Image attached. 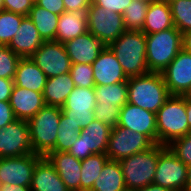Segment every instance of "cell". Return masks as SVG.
Listing matches in <instances>:
<instances>
[{
    "label": "cell",
    "mask_w": 191,
    "mask_h": 191,
    "mask_svg": "<svg viewBox=\"0 0 191 191\" xmlns=\"http://www.w3.org/2000/svg\"><path fill=\"white\" fill-rule=\"evenodd\" d=\"M122 107H116L114 105H102V103H96L93 109L94 118L114 128L119 120L120 109Z\"/></svg>",
    "instance_id": "cell-37"
},
{
    "label": "cell",
    "mask_w": 191,
    "mask_h": 191,
    "mask_svg": "<svg viewBox=\"0 0 191 191\" xmlns=\"http://www.w3.org/2000/svg\"><path fill=\"white\" fill-rule=\"evenodd\" d=\"M28 17L33 21L44 41H55L59 15L51 13L34 3Z\"/></svg>",
    "instance_id": "cell-28"
},
{
    "label": "cell",
    "mask_w": 191,
    "mask_h": 191,
    "mask_svg": "<svg viewBox=\"0 0 191 191\" xmlns=\"http://www.w3.org/2000/svg\"><path fill=\"white\" fill-rule=\"evenodd\" d=\"M174 26L181 32L191 30V0L169 2Z\"/></svg>",
    "instance_id": "cell-34"
},
{
    "label": "cell",
    "mask_w": 191,
    "mask_h": 191,
    "mask_svg": "<svg viewBox=\"0 0 191 191\" xmlns=\"http://www.w3.org/2000/svg\"><path fill=\"white\" fill-rule=\"evenodd\" d=\"M128 103L157 113L170 96L162 73L149 72L127 80Z\"/></svg>",
    "instance_id": "cell-2"
},
{
    "label": "cell",
    "mask_w": 191,
    "mask_h": 191,
    "mask_svg": "<svg viewBox=\"0 0 191 191\" xmlns=\"http://www.w3.org/2000/svg\"><path fill=\"white\" fill-rule=\"evenodd\" d=\"M3 3H4V0H0V11L3 10Z\"/></svg>",
    "instance_id": "cell-50"
},
{
    "label": "cell",
    "mask_w": 191,
    "mask_h": 191,
    "mask_svg": "<svg viewBox=\"0 0 191 191\" xmlns=\"http://www.w3.org/2000/svg\"><path fill=\"white\" fill-rule=\"evenodd\" d=\"M132 191H172V190L155 185V184H149L143 188H138Z\"/></svg>",
    "instance_id": "cell-47"
},
{
    "label": "cell",
    "mask_w": 191,
    "mask_h": 191,
    "mask_svg": "<svg viewBox=\"0 0 191 191\" xmlns=\"http://www.w3.org/2000/svg\"><path fill=\"white\" fill-rule=\"evenodd\" d=\"M159 156V144L120 160L127 191L153 184Z\"/></svg>",
    "instance_id": "cell-6"
},
{
    "label": "cell",
    "mask_w": 191,
    "mask_h": 191,
    "mask_svg": "<svg viewBox=\"0 0 191 191\" xmlns=\"http://www.w3.org/2000/svg\"><path fill=\"white\" fill-rule=\"evenodd\" d=\"M35 3L56 15H61L65 12L63 0H37Z\"/></svg>",
    "instance_id": "cell-42"
},
{
    "label": "cell",
    "mask_w": 191,
    "mask_h": 191,
    "mask_svg": "<svg viewBox=\"0 0 191 191\" xmlns=\"http://www.w3.org/2000/svg\"><path fill=\"white\" fill-rule=\"evenodd\" d=\"M118 126L146 135L158 144L156 114L144 108L127 103L120 109Z\"/></svg>",
    "instance_id": "cell-16"
},
{
    "label": "cell",
    "mask_w": 191,
    "mask_h": 191,
    "mask_svg": "<svg viewBox=\"0 0 191 191\" xmlns=\"http://www.w3.org/2000/svg\"><path fill=\"white\" fill-rule=\"evenodd\" d=\"M57 131L55 147L51 151L68 152L72 144L79 137L81 128L68 121V117L61 112L59 128Z\"/></svg>",
    "instance_id": "cell-31"
},
{
    "label": "cell",
    "mask_w": 191,
    "mask_h": 191,
    "mask_svg": "<svg viewBox=\"0 0 191 191\" xmlns=\"http://www.w3.org/2000/svg\"><path fill=\"white\" fill-rule=\"evenodd\" d=\"M88 31L87 14L65 11L58 17L56 42L65 43Z\"/></svg>",
    "instance_id": "cell-25"
},
{
    "label": "cell",
    "mask_w": 191,
    "mask_h": 191,
    "mask_svg": "<svg viewBox=\"0 0 191 191\" xmlns=\"http://www.w3.org/2000/svg\"><path fill=\"white\" fill-rule=\"evenodd\" d=\"M151 0H132L123 13L126 30L141 31Z\"/></svg>",
    "instance_id": "cell-32"
},
{
    "label": "cell",
    "mask_w": 191,
    "mask_h": 191,
    "mask_svg": "<svg viewBox=\"0 0 191 191\" xmlns=\"http://www.w3.org/2000/svg\"><path fill=\"white\" fill-rule=\"evenodd\" d=\"M69 73L76 87H95L93 69L91 64H71V69Z\"/></svg>",
    "instance_id": "cell-36"
},
{
    "label": "cell",
    "mask_w": 191,
    "mask_h": 191,
    "mask_svg": "<svg viewBox=\"0 0 191 191\" xmlns=\"http://www.w3.org/2000/svg\"><path fill=\"white\" fill-rule=\"evenodd\" d=\"M95 86L127 82L129 79L114 53L107 46L91 64Z\"/></svg>",
    "instance_id": "cell-18"
},
{
    "label": "cell",
    "mask_w": 191,
    "mask_h": 191,
    "mask_svg": "<svg viewBox=\"0 0 191 191\" xmlns=\"http://www.w3.org/2000/svg\"><path fill=\"white\" fill-rule=\"evenodd\" d=\"M132 0H92L96 6L123 15L125 9L131 4Z\"/></svg>",
    "instance_id": "cell-40"
},
{
    "label": "cell",
    "mask_w": 191,
    "mask_h": 191,
    "mask_svg": "<svg viewBox=\"0 0 191 191\" xmlns=\"http://www.w3.org/2000/svg\"><path fill=\"white\" fill-rule=\"evenodd\" d=\"M43 42L44 40L41 38L33 21L28 16H25L8 47L20 58H28L41 47Z\"/></svg>",
    "instance_id": "cell-21"
},
{
    "label": "cell",
    "mask_w": 191,
    "mask_h": 191,
    "mask_svg": "<svg viewBox=\"0 0 191 191\" xmlns=\"http://www.w3.org/2000/svg\"><path fill=\"white\" fill-rule=\"evenodd\" d=\"M106 154H94L81 160L80 191H90L108 160Z\"/></svg>",
    "instance_id": "cell-30"
},
{
    "label": "cell",
    "mask_w": 191,
    "mask_h": 191,
    "mask_svg": "<svg viewBox=\"0 0 191 191\" xmlns=\"http://www.w3.org/2000/svg\"><path fill=\"white\" fill-rule=\"evenodd\" d=\"M61 112V107L45 105L27 121L33 153L46 156L55 147Z\"/></svg>",
    "instance_id": "cell-5"
},
{
    "label": "cell",
    "mask_w": 191,
    "mask_h": 191,
    "mask_svg": "<svg viewBox=\"0 0 191 191\" xmlns=\"http://www.w3.org/2000/svg\"><path fill=\"white\" fill-rule=\"evenodd\" d=\"M42 157L31 153L19 157L0 158V184L30 187L34 168Z\"/></svg>",
    "instance_id": "cell-14"
},
{
    "label": "cell",
    "mask_w": 191,
    "mask_h": 191,
    "mask_svg": "<svg viewBox=\"0 0 191 191\" xmlns=\"http://www.w3.org/2000/svg\"><path fill=\"white\" fill-rule=\"evenodd\" d=\"M108 47L128 78L149 73L146 62V36L142 31L126 30Z\"/></svg>",
    "instance_id": "cell-1"
},
{
    "label": "cell",
    "mask_w": 191,
    "mask_h": 191,
    "mask_svg": "<svg viewBox=\"0 0 191 191\" xmlns=\"http://www.w3.org/2000/svg\"><path fill=\"white\" fill-rule=\"evenodd\" d=\"M188 166L168 146L159 144V156L153 184L172 191H186Z\"/></svg>",
    "instance_id": "cell-7"
},
{
    "label": "cell",
    "mask_w": 191,
    "mask_h": 191,
    "mask_svg": "<svg viewBox=\"0 0 191 191\" xmlns=\"http://www.w3.org/2000/svg\"><path fill=\"white\" fill-rule=\"evenodd\" d=\"M65 11L86 13L92 0H63Z\"/></svg>",
    "instance_id": "cell-43"
},
{
    "label": "cell",
    "mask_w": 191,
    "mask_h": 191,
    "mask_svg": "<svg viewBox=\"0 0 191 191\" xmlns=\"http://www.w3.org/2000/svg\"><path fill=\"white\" fill-rule=\"evenodd\" d=\"M33 153L29 127L25 120L15 119L0 128V158L19 157Z\"/></svg>",
    "instance_id": "cell-13"
},
{
    "label": "cell",
    "mask_w": 191,
    "mask_h": 191,
    "mask_svg": "<svg viewBox=\"0 0 191 191\" xmlns=\"http://www.w3.org/2000/svg\"><path fill=\"white\" fill-rule=\"evenodd\" d=\"M164 1H166V2H168V3H169V2H172V1H174V0H164Z\"/></svg>",
    "instance_id": "cell-51"
},
{
    "label": "cell",
    "mask_w": 191,
    "mask_h": 191,
    "mask_svg": "<svg viewBox=\"0 0 191 191\" xmlns=\"http://www.w3.org/2000/svg\"><path fill=\"white\" fill-rule=\"evenodd\" d=\"M10 105L16 119L30 120L45 106L43 92H35L14 85L10 96Z\"/></svg>",
    "instance_id": "cell-19"
},
{
    "label": "cell",
    "mask_w": 191,
    "mask_h": 191,
    "mask_svg": "<svg viewBox=\"0 0 191 191\" xmlns=\"http://www.w3.org/2000/svg\"><path fill=\"white\" fill-rule=\"evenodd\" d=\"M167 146L187 166L191 165V129L185 136L173 140Z\"/></svg>",
    "instance_id": "cell-38"
},
{
    "label": "cell",
    "mask_w": 191,
    "mask_h": 191,
    "mask_svg": "<svg viewBox=\"0 0 191 191\" xmlns=\"http://www.w3.org/2000/svg\"><path fill=\"white\" fill-rule=\"evenodd\" d=\"M75 84L70 73L47 78L43 90V99L47 106L62 107L68 95L73 91Z\"/></svg>",
    "instance_id": "cell-26"
},
{
    "label": "cell",
    "mask_w": 191,
    "mask_h": 191,
    "mask_svg": "<svg viewBox=\"0 0 191 191\" xmlns=\"http://www.w3.org/2000/svg\"><path fill=\"white\" fill-rule=\"evenodd\" d=\"M186 114L189 128L191 129V96L186 95Z\"/></svg>",
    "instance_id": "cell-48"
},
{
    "label": "cell",
    "mask_w": 191,
    "mask_h": 191,
    "mask_svg": "<svg viewBox=\"0 0 191 191\" xmlns=\"http://www.w3.org/2000/svg\"><path fill=\"white\" fill-rule=\"evenodd\" d=\"M173 27L175 26L169 3L164 0H151L141 31L149 35Z\"/></svg>",
    "instance_id": "cell-24"
},
{
    "label": "cell",
    "mask_w": 191,
    "mask_h": 191,
    "mask_svg": "<svg viewBox=\"0 0 191 191\" xmlns=\"http://www.w3.org/2000/svg\"><path fill=\"white\" fill-rule=\"evenodd\" d=\"M13 86V79L0 78V101L10 100Z\"/></svg>",
    "instance_id": "cell-44"
},
{
    "label": "cell",
    "mask_w": 191,
    "mask_h": 191,
    "mask_svg": "<svg viewBox=\"0 0 191 191\" xmlns=\"http://www.w3.org/2000/svg\"><path fill=\"white\" fill-rule=\"evenodd\" d=\"M96 103L102 105H114L123 107L128 103L127 82H118L111 85H99L94 87Z\"/></svg>",
    "instance_id": "cell-29"
},
{
    "label": "cell",
    "mask_w": 191,
    "mask_h": 191,
    "mask_svg": "<svg viewBox=\"0 0 191 191\" xmlns=\"http://www.w3.org/2000/svg\"><path fill=\"white\" fill-rule=\"evenodd\" d=\"M145 36L148 70L162 73L182 49V33L173 27Z\"/></svg>",
    "instance_id": "cell-4"
},
{
    "label": "cell",
    "mask_w": 191,
    "mask_h": 191,
    "mask_svg": "<svg viewBox=\"0 0 191 191\" xmlns=\"http://www.w3.org/2000/svg\"><path fill=\"white\" fill-rule=\"evenodd\" d=\"M71 64H92L100 52L107 47L89 31L64 43Z\"/></svg>",
    "instance_id": "cell-17"
},
{
    "label": "cell",
    "mask_w": 191,
    "mask_h": 191,
    "mask_svg": "<svg viewBox=\"0 0 191 191\" xmlns=\"http://www.w3.org/2000/svg\"><path fill=\"white\" fill-rule=\"evenodd\" d=\"M153 145L146 135L116 125L111 129L106 155L111 160L120 161Z\"/></svg>",
    "instance_id": "cell-10"
},
{
    "label": "cell",
    "mask_w": 191,
    "mask_h": 191,
    "mask_svg": "<svg viewBox=\"0 0 191 191\" xmlns=\"http://www.w3.org/2000/svg\"><path fill=\"white\" fill-rule=\"evenodd\" d=\"M47 77L44 72L30 58H20L18 61L14 85L35 92H43Z\"/></svg>",
    "instance_id": "cell-23"
},
{
    "label": "cell",
    "mask_w": 191,
    "mask_h": 191,
    "mask_svg": "<svg viewBox=\"0 0 191 191\" xmlns=\"http://www.w3.org/2000/svg\"><path fill=\"white\" fill-rule=\"evenodd\" d=\"M186 191H191V165L188 166Z\"/></svg>",
    "instance_id": "cell-49"
},
{
    "label": "cell",
    "mask_w": 191,
    "mask_h": 191,
    "mask_svg": "<svg viewBox=\"0 0 191 191\" xmlns=\"http://www.w3.org/2000/svg\"><path fill=\"white\" fill-rule=\"evenodd\" d=\"M111 129L108 125L94 119L86 128L81 129L79 137L68 153L79 160L94 154H106Z\"/></svg>",
    "instance_id": "cell-8"
},
{
    "label": "cell",
    "mask_w": 191,
    "mask_h": 191,
    "mask_svg": "<svg viewBox=\"0 0 191 191\" xmlns=\"http://www.w3.org/2000/svg\"><path fill=\"white\" fill-rule=\"evenodd\" d=\"M158 144L169 145L190 130L186 114V95H170L156 113Z\"/></svg>",
    "instance_id": "cell-3"
},
{
    "label": "cell",
    "mask_w": 191,
    "mask_h": 191,
    "mask_svg": "<svg viewBox=\"0 0 191 191\" xmlns=\"http://www.w3.org/2000/svg\"><path fill=\"white\" fill-rule=\"evenodd\" d=\"M25 16L5 10L0 11V45H9Z\"/></svg>",
    "instance_id": "cell-33"
},
{
    "label": "cell",
    "mask_w": 191,
    "mask_h": 191,
    "mask_svg": "<svg viewBox=\"0 0 191 191\" xmlns=\"http://www.w3.org/2000/svg\"><path fill=\"white\" fill-rule=\"evenodd\" d=\"M96 104L94 88L74 87L61 107L68 121L81 129L86 128L95 118L93 109Z\"/></svg>",
    "instance_id": "cell-11"
},
{
    "label": "cell",
    "mask_w": 191,
    "mask_h": 191,
    "mask_svg": "<svg viewBox=\"0 0 191 191\" xmlns=\"http://www.w3.org/2000/svg\"><path fill=\"white\" fill-rule=\"evenodd\" d=\"M45 157L70 191H80L81 160L68 152L50 151Z\"/></svg>",
    "instance_id": "cell-20"
},
{
    "label": "cell",
    "mask_w": 191,
    "mask_h": 191,
    "mask_svg": "<svg viewBox=\"0 0 191 191\" xmlns=\"http://www.w3.org/2000/svg\"><path fill=\"white\" fill-rule=\"evenodd\" d=\"M33 5L32 0H4L3 10L28 16Z\"/></svg>",
    "instance_id": "cell-39"
},
{
    "label": "cell",
    "mask_w": 191,
    "mask_h": 191,
    "mask_svg": "<svg viewBox=\"0 0 191 191\" xmlns=\"http://www.w3.org/2000/svg\"><path fill=\"white\" fill-rule=\"evenodd\" d=\"M12 107L9 101H0V128L6 127L15 120Z\"/></svg>",
    "instance_id": "cell-41"
},
{
    "label": "cell",
    "mask_w": 191,
    "mask_h": 191,
    "mask_svg": "<svg viewBox=\"0 0 191 191\" xmlns=\"http://www.w3.org/2000/svg\"><path fill=\"white\" fill-rule=\"evenodd\" d=\"M88 31L101 39L106 46L116 41L126 31L123 15L105 10L95 4L87 9Z\"/></svg>",
    "instance_id": "cell-9"
},
{
    "label": "cell",
    "mask_w": 191,
    "mask_h": 191,
    "mask_svg": "<svg viewBox=\"0 0 191 191\" xmlns=\"http://www.w3.org/2000/svg\"><path fill=\"white\" fill-rule=\"evenodd\" d=\"M30 58L44 72L47 78L69 73L71 69V61L64 43L44 41Z\"/></svg>",
    "instance_id": "cell-12"
},
{
    "label": "cell",
    "mask_w": 191,
    "mask_h": 191,
    "mask_svg": "<svg viewBox=\"0 0 191 191\" xmlns=\"http://www.w3.org/2000/svg\"><path fill=\"white\" fill-rule=\"evenodd\" d=\"M31 191H70L54 166L43 156L37 163L33 171L30 185Z\"/></svg>",
    "instance_id": "cell-22"
},
{
    "label": "cell",
    "mask_w": 191,
    "mask_h": 191,
    "mask_svg": "<svg viewBox=\"0 0 191 191\" xmlns=\"http://www.w3.org/2000/svg\"><path fill=\"white\" fill-rule=\"evenodd\" d=\"M90 191H127L120 162L108 159Z\"/></svg>",
    "instance_id": "cell-27"
},
{
    "label": "cell",
    "mask_w": 191,
    "mask_h": 191,
    "mask_svg": "<svg viewBox=\"0 0 191 191\" xmlns=\"http://www.w3.org/2000/svg\"><path fill=\"white\" fill-rule=\"evenodd\" d=\"M19 60L7 45H0V78L14 79Z\"/></svg>",
    "instance_id": "cell-35"
},
{
    "label": "cell",
    "mask_w": 191,
    "mask_h": 191,
    "mask_svg": "<svg viewBox=\"0 0 191 191\" xmlns=\"http://www.w3.org/2000/svg\"><path fill=\"white\" fill-rule=\"evenodd\" d=\"M182 49L191 53V30L182 33Z\"/></svg>",
    "instance_id": "cell-46"
},
{
    "label": "cell",
    "mask_w": 191,
    "mask_h": 191,
    "mask_svg": "<svg viewBox=\"0 0 191 191\" xmlns=\"http://www.w3.org/2000/svg\"><path fill=\"white\" fill-rule=\"evenodd\" d=\"M0 191H31L30 187L20 185L0 184Z\"/></svg>",
    "instance_id": "cell-45"
},
{
    "label": "cell",
    "mask_w": 191,
    "mask_h": 191,
    "mask_svg": "<svg viewBox=\"0 0 191 191\" xmlns=\"http://www.w3.org/2000/svg\"><path fill=\"white\" fill-rule=\"evenodd\" d=\"M162 75L170 95H190L191 53L181 49Z\"/></svg>",
    "instance_id": "cell-15"
}]
</instances>
